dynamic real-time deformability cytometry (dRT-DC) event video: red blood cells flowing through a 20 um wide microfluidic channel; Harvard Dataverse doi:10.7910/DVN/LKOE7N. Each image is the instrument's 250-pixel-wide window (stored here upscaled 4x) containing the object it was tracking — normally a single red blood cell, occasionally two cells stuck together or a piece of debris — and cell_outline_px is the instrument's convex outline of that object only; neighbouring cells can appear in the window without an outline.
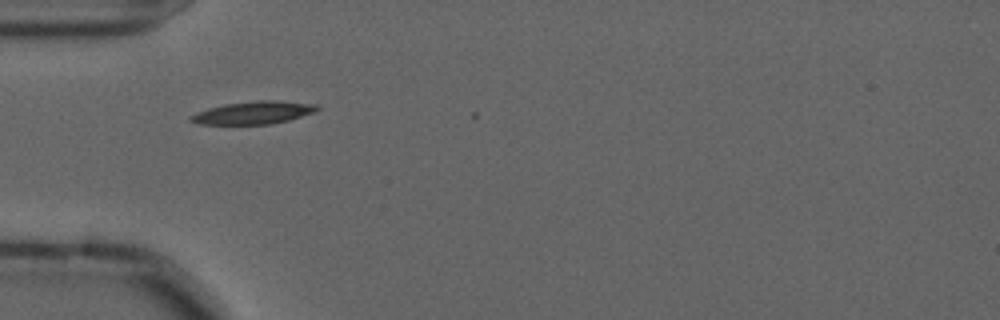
{"species": "common noctule bat (a hibernating species)", "species_latin": "Nyctalus noctula", "temperature_condition": "cold", "stored_images_in_passage": 5, "camera_frame_rate_fps": 3000, "um_per_image_px": 0.085, "animal": {"sex": "male", "forearm_length_mm": 52.5}, "frame": {"image": 1, "passage_image": 1, "time_ms": 0.0, "image_size_px": [1000, 320], "cell_outline_px": [[320, 108], [316, 112], [288, 120], [272, 124], [196, 124], [188, 120], [188, 116], [196, 112], [208, 108], [224, 104], [256, 100], [276, 100], [316, 104]], "centroid_in_image_um": [21.52, 9.57], "position_along_channel_um": 63.5, "area_um2": 16.94}}
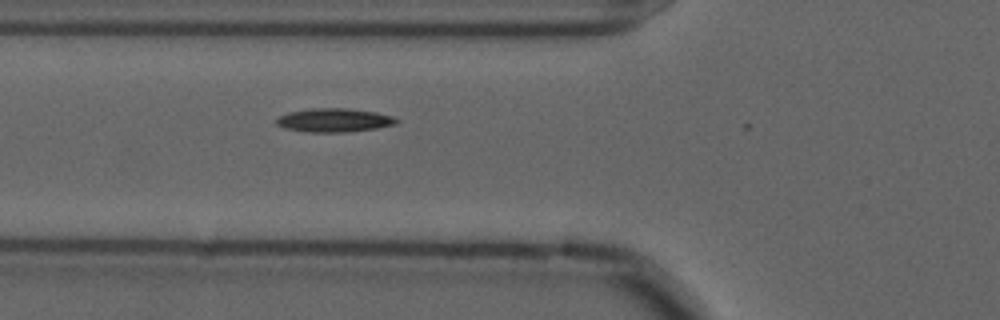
{"frame": {"image": 2, "passage_image": 4, "time_ms": 1.0, "image_size_px": [1000, 320], "cell_outline_px": [[400, 120], [396, 124], [376, 128], [348, 132], [304, 132], [284, 128], [276, 124], [276, 120], [280, 116], [288, 112], [312, 108], [348, 108], [376, 112], [392, 116]], "centroid_in_image_um": [28.4, 10.22], "position_along_channel_um": 97.4, "area_um2": 16.65}}